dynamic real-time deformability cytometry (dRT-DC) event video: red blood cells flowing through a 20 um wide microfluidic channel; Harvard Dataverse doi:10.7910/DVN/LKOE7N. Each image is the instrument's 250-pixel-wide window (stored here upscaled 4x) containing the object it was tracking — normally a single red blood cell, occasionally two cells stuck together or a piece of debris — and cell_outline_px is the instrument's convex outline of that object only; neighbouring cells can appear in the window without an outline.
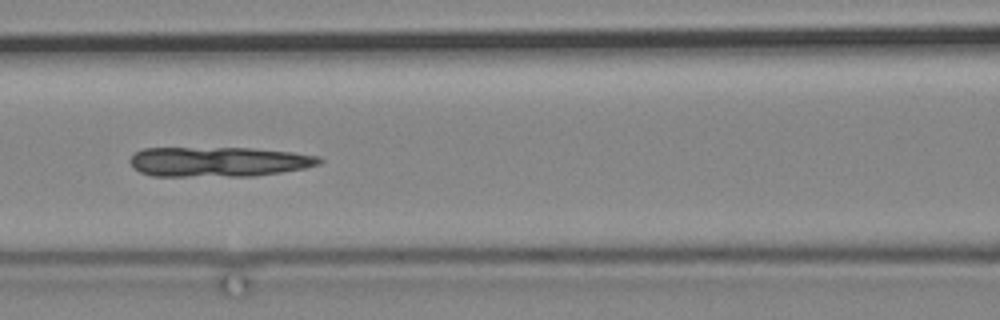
{"species": "common noctule bat (a hibernating species)", "species_latin": "Nyctalus noctula", "temperature_condition": "cold", "stored_images_in_passage": 6, "camera_frame_rate_fps": 3000, "um_per_image_px": 0.085, "animal": {"sex": "male", "body_mass_g": 19.2, "forearm_length_mm": 51.8}, "frame": {"image": 1, "passage_image": 3, "time_ms": 2.333, "image_size_px": [1000, 320], "cell_outline_px": [[324, 160], [320, 164], [304, 168], [280, 172], [252, 176], [152, 176], [140, 172], [132, 168], [128, 160], [136, 152], [144, 148], [252, 148], [292, 152], [320, 156]], "centroid_in_image_um": [18.56, 13.75], "position_along_channel_um": 148.0, "area_um2": 33.12}}
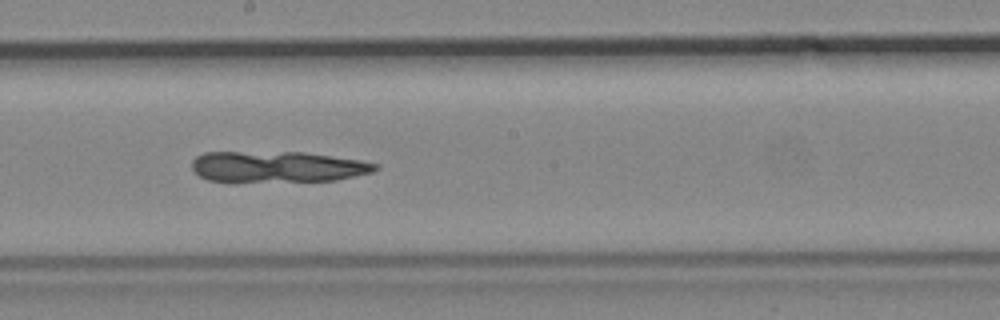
{"frame": {"image": 2, "passage_image": 5, "time_ms": 4.667, "image_size_px": [1000, 320], "cell_outline_px": [[380, 168], [372, 172], [336, 180], [236, 184], [228, 184], [208, 180], [200, 176], [192, 168], [192, 160], [196, 156], [204, 152], [304, 152], [360, 160], [380, 164]], "centroid_in_image_um": [23.52, 14.21], "position_along_channel_um": 224.7, "area_um2": 34.45}}
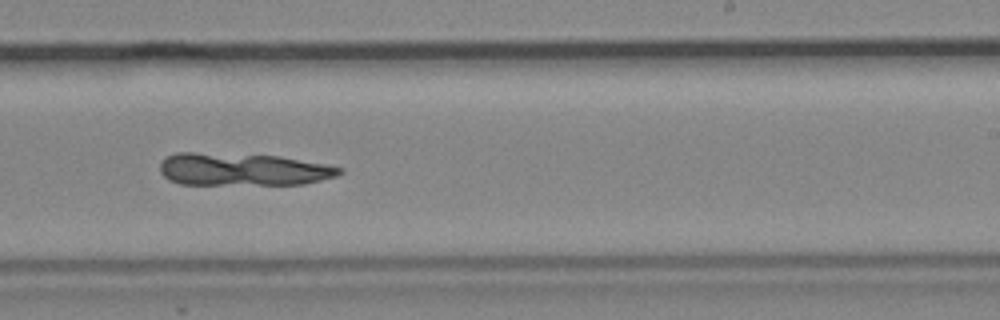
{"frame": {"image": 3, "passage_image": 6, "time_ms": 6.0, "image_size_px": [1000, 320], "cell_outline_px": [[344, 172], [336, 176], [304, 184], [180, 184], [168, 180], [160, 172], [160, 164], [164, 156], [176, 152], [196, 152], [280, 156], [324, 164], [344, 168]], "centroid_in_image_um": [20.6, 14.39], "position_along_channel_um": 268.4, "area_um2": 34.22}}